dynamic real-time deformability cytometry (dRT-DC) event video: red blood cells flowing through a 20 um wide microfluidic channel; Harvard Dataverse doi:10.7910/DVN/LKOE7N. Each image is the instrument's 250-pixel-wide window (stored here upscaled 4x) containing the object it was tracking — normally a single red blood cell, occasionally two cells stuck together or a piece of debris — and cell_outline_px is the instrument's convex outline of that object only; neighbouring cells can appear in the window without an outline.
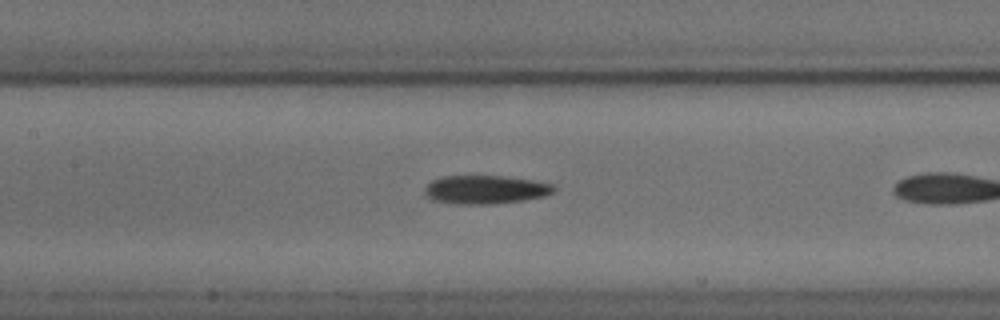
{"species": "common noctule bat (a hibernating species)", "species_latin": "Nyctalus noctula", "temperature_condition": "cold", "stored_images_in_passage": 36, "camera_frame_rate_fps": 3000, "um_per_image_px": 0.085, "animal": {"sex": "male", "body_mass_g": 18.8}, "frame": {"image": 1, "passage_image": 19, "time_ms": 6.0, "image_size_px": [1000, 320], "cell_outline_px": [[556, 188], [552, 192], [544, 196], [524, 200], [492, 204], [460, 204], [432, 200], [424, 196], [424, 188], [432, 180], [444, 176], [508, 176], [536, 180], [552, 184]], "centroid_in_image_um": [41.25, 16.11], "position_along_channel_um": 166.1, "area_um2": 21.62}}
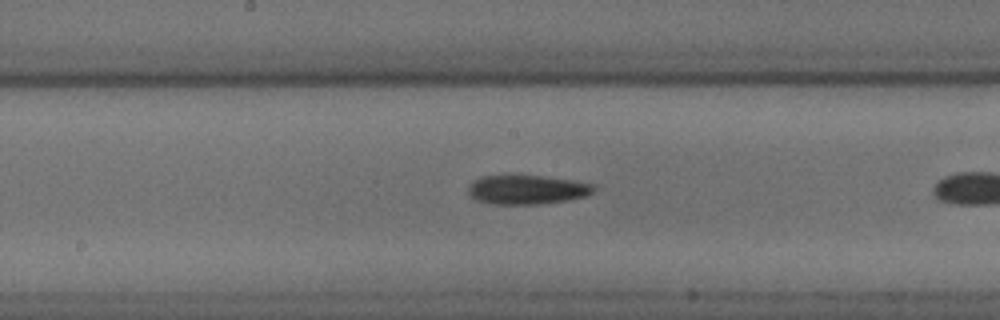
{"frame": {"image": 2, "passage_image": 22, "time_ms": 7.0, "image_size_px": [1000, 320], "cell_outline_px": [[596, 188], [592, 192], [584, 196], [568, 200], [540, 204], [488, 204], [476, 200], [468, 196], [468, 188], [472, 180], [480, 176], [540, 176], [572, 180], [592, 184]], "centroid_in_image_um": [44.72, 16.13], "position_along_channel_um": 203.5, "area_um2": 21.33}}
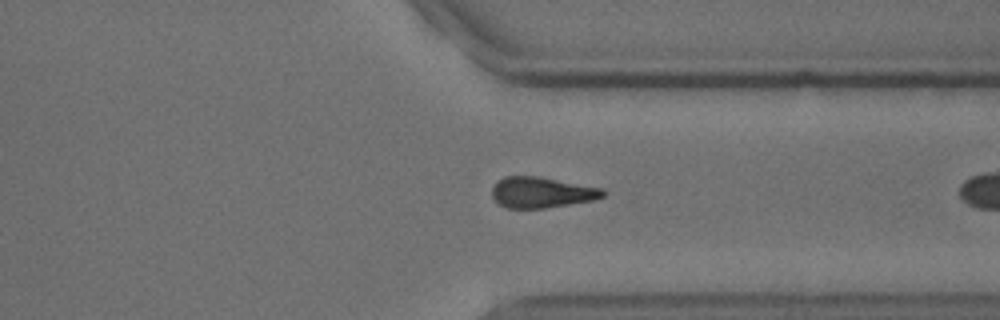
{"frame": {"image": 3, "passage_image": 35, "time_ms": 11.333, "image_size_px": [1000, 320], "cell_outline_px": [[608, 192], [604, 196], [596, 200], [544, 208], [508, 208], [500, 204], [492, 196], [492, 188], [504, 176], [536, 176], [604, 188]], "centroid_in_image_um": [46.1, 16.35], "position_along_channel_um": 365.3, "area_um2": 19.88}}